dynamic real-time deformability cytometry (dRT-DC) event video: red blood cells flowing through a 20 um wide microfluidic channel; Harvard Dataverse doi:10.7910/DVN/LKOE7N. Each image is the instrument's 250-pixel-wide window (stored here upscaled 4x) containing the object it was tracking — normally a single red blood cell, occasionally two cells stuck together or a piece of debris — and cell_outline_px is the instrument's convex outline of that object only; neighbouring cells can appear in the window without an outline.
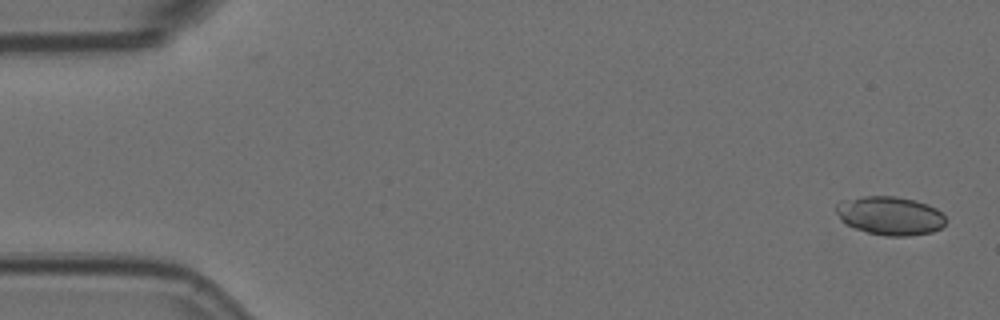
{"species": "Egyptian fruit bat (a non-hibernating species)", "species_latin": "Rousettus aegyptiacus", "temperature_condition": "room temperature", "stored_images_in_passage": 5, "camera_frame_rate_fps": 3000, "um_per_image_px": 0.085, "animal": {"sex": "female"}, "frame": {"image": 1, "passage_image": 1, "time_ms": 0.0, "image_size_px": [1000, 320], "cell_outline_px": [[944, 224], [940, 228], [932, 232], [908, 236], [888, 236], [868, 232], [856, 228], [840, 220], [836, 212], [836, 204], [840, 200], [864, 196], [896, 196], [916, 200], [928, 204], [936, 208], [944, 216]], "centroid_in_image_um": [75.64, 18.32], "position_along_channel_um": 9.4, "area_um2": 24.62}}
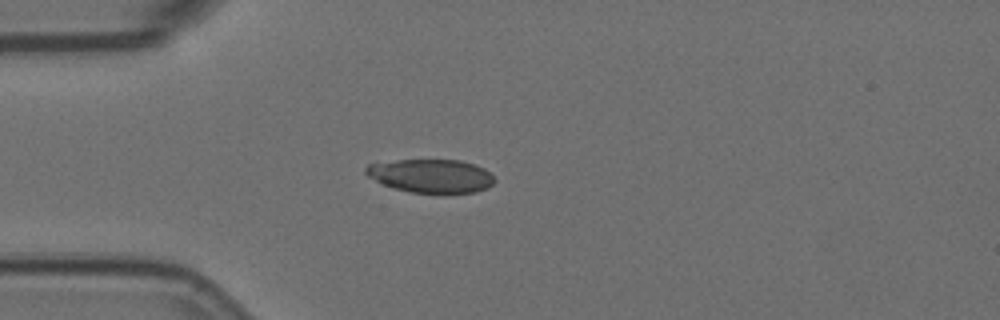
{"frame": {"image": 2, "passage_image": 4, "time_ms": 1.0, "image_size_px": [1000, 320], "cell_outline_px": [[496, 180], [488, 188], [476, 192], [412, 192], [392, 188], [368, 176], [364, 172], [364, 168], [368, 164], [396, 160], [460, 160], [484, 168]], "centroid_in_image_um": [36.62, 14.94], "position_along_channel_um": 48.4, "area_um2": 24.85}}